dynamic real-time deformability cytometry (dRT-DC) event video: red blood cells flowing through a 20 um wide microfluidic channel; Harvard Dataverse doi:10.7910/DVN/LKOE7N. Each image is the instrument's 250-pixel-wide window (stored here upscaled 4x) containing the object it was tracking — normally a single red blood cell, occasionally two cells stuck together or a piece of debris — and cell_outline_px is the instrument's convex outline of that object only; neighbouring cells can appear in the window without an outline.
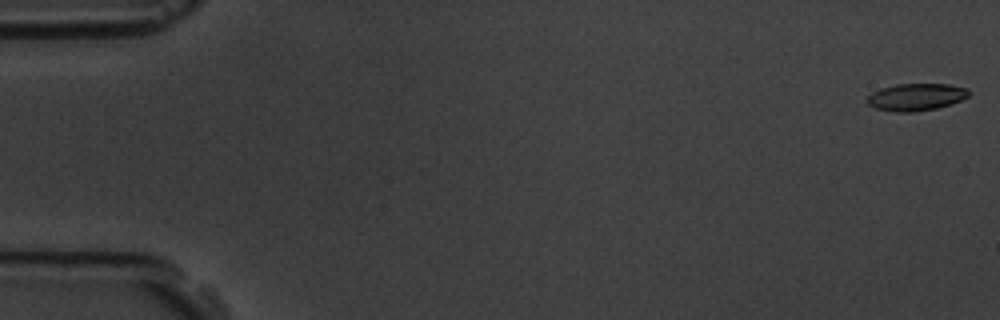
{"species": "common noctule bat (a hibernating species)", "species_latin": "Nyctalus noctula", "temperature_condition": "room temperature", "stored_images_in_passage": 57, "camera_frame_rate_fps": 3000, "um_per_image_px": 0.085, "animal": {"sex": "male", "body_mass_g": 19.5, "forearm_length_mm": 54.6}, "frame": {"image": 1, "passage_image": 1, "time_ms": 0.0, "image_size_px": [1000, 320], "cell_outline_px": [[972, 92], [968, 96], [960, 100], [936, 108], [912, 112], [896, 112], [876, 108], [868, 104], [864, 100], [872, 92], [880, 88], [896, 84], [948, 84], [968, 88]], "centroid_in_image_um": [77.84, 8.23], "position_along_channel_um": 7.2, "area_um2": 16.13}}
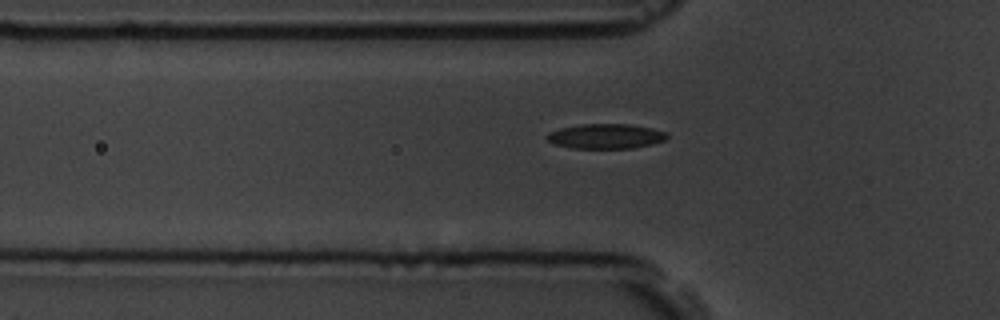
{"frame": {"image": 2, "passage_image": 19, "time_ms": 6.0, "image_size_px": [1000, 320], "cell_outline_px": [[668, 136], [664, 140], [652, 144], [632, 148], [572, 148], [556, 144], [548, 140], [544, 136], [548, 132], [560, 128], [580, 124], [628, 124], [652, 128], [664, 132]], "centroid_in_image_um": [51.45, 11.57], "position_along_channel_um": 74.3, "area_um2": 17.28}}
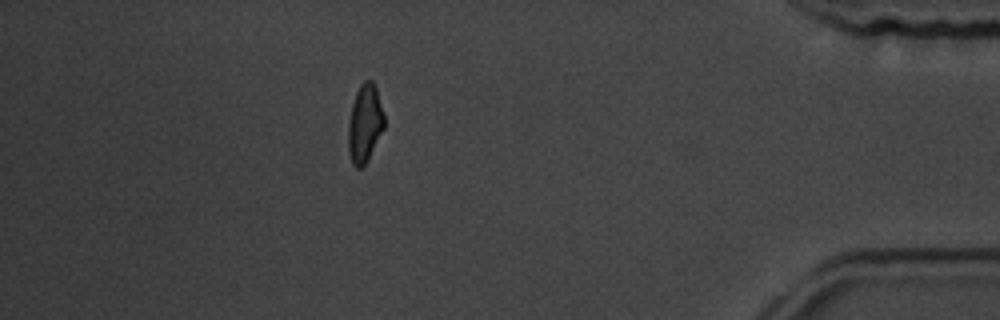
{"frame": {"image": 3, "passage_image": 50, "time_ms": 16.333, "image_size_px": [1000, 320], "cell_outline_px": [[384, 128], [368, 160], [360, 168], [356, 168], [352, 164], [348, 152], [348, 124], [352, 104], [356, 92], [360, 84], [364, 80], [372, 80], [376, 88], [384, 116]], "centroid_in_image_um": [30.99, 10.51], "position_along_channel_um": 404.2, "area_um2": 16.36}, "authors_computed_cell_mechanics": {"area_um2": 16.762, "velocity_mm_per_s": 3.6281, "shape_relaxation_time_tau1_ms": 3.8459, "shape_relaxation_time_tau2_ms": 4.3236, "deformation_change_tau1": 0.1387, "deformation_change_tau2": 0.1164}}